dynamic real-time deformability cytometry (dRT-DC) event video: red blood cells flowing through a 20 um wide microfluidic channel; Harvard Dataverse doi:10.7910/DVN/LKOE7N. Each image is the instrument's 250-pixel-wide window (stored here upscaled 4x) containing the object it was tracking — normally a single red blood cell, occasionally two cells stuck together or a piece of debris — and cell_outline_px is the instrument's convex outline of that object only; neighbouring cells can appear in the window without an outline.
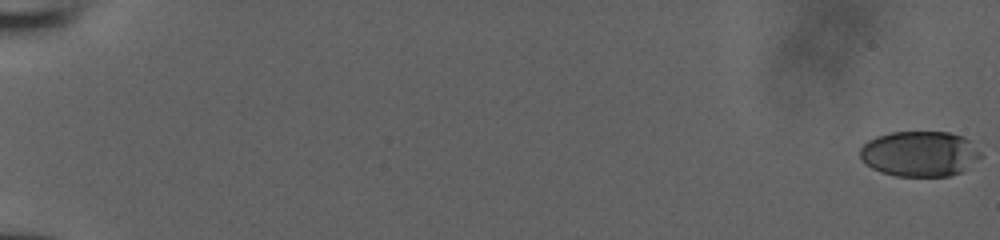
{"species": "human", "species_latin": "Homo sapiens", "temperature_condition": "room temperature", "stored_images_in_passage": 54, "camera_frame_rate_fps": 3000, "um_per_image_px": 0.085, "donor": {"sex": "male"}, "frame": {"image": 1, "passage_image": 1, "time_ms": 0.0, "image_size_px": [1000, 240], "cell_outline_px": [[984, 156], [960, 172], [948, 176], [896, 176], [880, 172], [872, 168], [860, 160], [860, 148], [868, 140], [876, 136], [892, 132], [948, 132], [964, 136]], "centroid_in_image_um": [78.15, 13.07], "position_along_channel_um": 6.9, "area_um2": 32.02}}
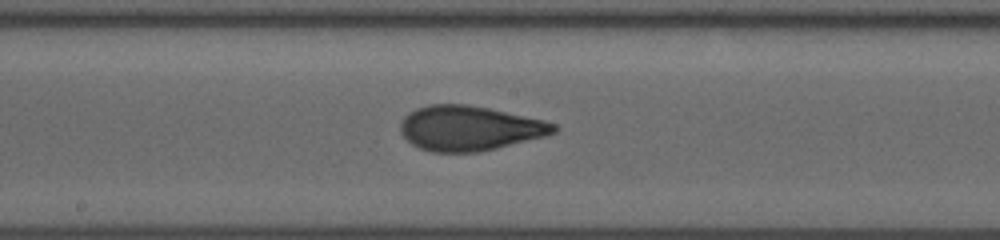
{"frame": {"image": 2, "passage_image": 32, "time_ms": 10.333, "image_size_px": [1000, 240], "cell_outline_px": [[560, 128], [556, 132], [544, 136], [496, 148], [476, 152], [432, 152], [420, 148], [412, 144], [400, 132], [400, 120], [408, 112], [416, 108], [428, 104], [464, 104], [488, 108], [544, 120], [556, 124]], "centroid_in_image_um": [39.88, 10.89], "position_along_channel_um": 208.3, "area_um2": 40.0}}
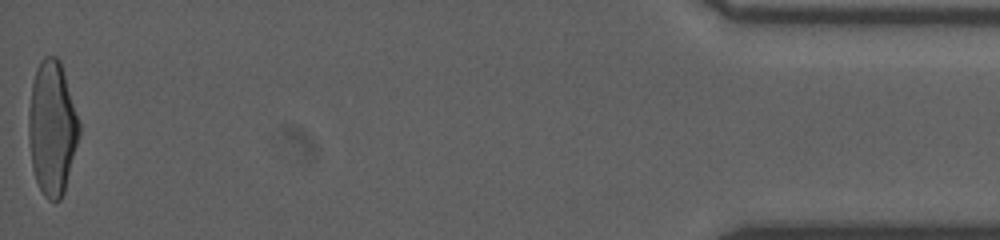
{"frame": {"image": 3, "passage_image": 54, "time_ms": 17.667, "image_size_px": [1000, 240], "cell_outline_px": [[80, 132], [64, 192], [60, 200], [48, 200], [44, 196], [36, 180], [32, 168], [28, 136], [28, 112], [32, 84], [36, 68], [40, 60], [44, 56], [56, 56], [60, 60], [80, 124]], "centroid_in_image_um": [4.41, 10.87], "position_along_channel_um": 430.8, "area_um2": 39.36}}